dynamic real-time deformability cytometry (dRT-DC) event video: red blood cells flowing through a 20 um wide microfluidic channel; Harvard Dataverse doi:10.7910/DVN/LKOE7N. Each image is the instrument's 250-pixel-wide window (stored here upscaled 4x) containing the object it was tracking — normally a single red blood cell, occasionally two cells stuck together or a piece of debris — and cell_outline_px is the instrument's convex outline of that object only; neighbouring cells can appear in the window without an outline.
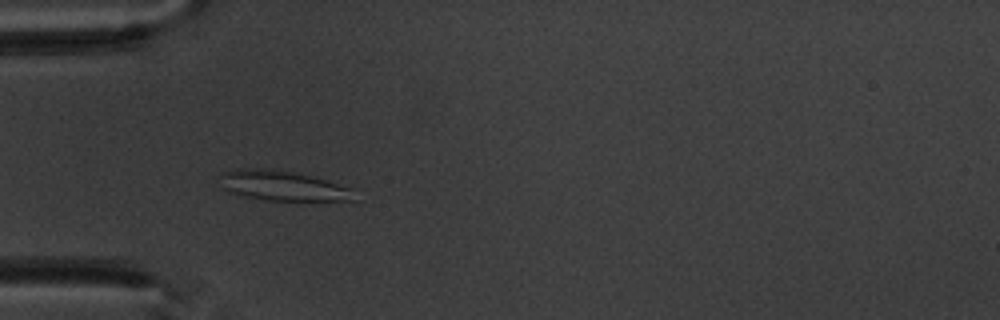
{"species": "common noctule bat (a hibernating species)", "species_latin": "Nyctalus noctula", "temperature_condition": "warm", "stored_images_in_passage": 5, "camera_frame_rate_fps": 3000, "um_per_image_px": 0.085, "animal": {"sex": "male", "body_mass_g": 20.1, "forearm_length_mm": 53.5}, "frame": {"image": 1, "passage_image": 5, "time_ms": 4.667, "image_size_px": [1000, 320], "cell_outline_px": [[356, 200], [264, 200], [244, 196], [228, 192], [224, 188], [220, 176], [220, 172], [236, 168], [276, 168], [324, 180], [352, 188]], "centroid_in_image_um": [23.96, 15.77], "position_along_channel_um": 61.0, "area_um2": 23.35}}